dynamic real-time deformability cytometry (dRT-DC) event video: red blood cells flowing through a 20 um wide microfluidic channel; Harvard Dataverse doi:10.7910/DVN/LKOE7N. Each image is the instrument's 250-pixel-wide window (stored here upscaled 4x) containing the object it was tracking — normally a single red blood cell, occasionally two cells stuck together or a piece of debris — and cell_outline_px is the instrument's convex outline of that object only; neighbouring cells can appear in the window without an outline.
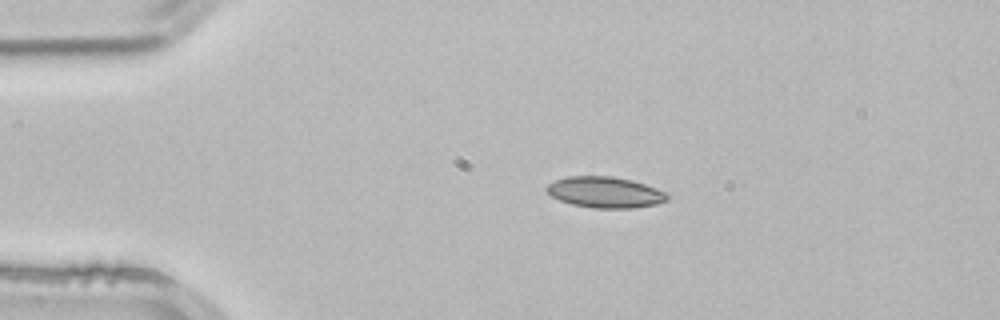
{"species": "common noctule bat (a hibernating species)", "species_latin": "Nyctalus noctula", "temperature_condition": "room temperature", "stored_images_in_passage": 43, "camera_frame_rate_fps": 3000, "um_per_image_px": 0.085, "animal": {"sex": "male", "body_mass_g": 21.5, "forearm_length_mm": 52.0}, "frame": {"image": 1, "passage_image": 1, "time_ms": 0.0, "image_size_px": [1000, 320], "cell_outline_px": [[668, 200], [656, 204], [632, 208], [592, 208], [572, 204], [560, 200], [552, 196], [544, 188], [548, 184], [556, 180], [568, 176], [612, 176], [632, 180], [656, 188], [664, 192], [668, 196]], "centroid_in_image_um": [51.42, 16.34], "position_along_channel_um": 33.6, "area_um2": 21.68}}
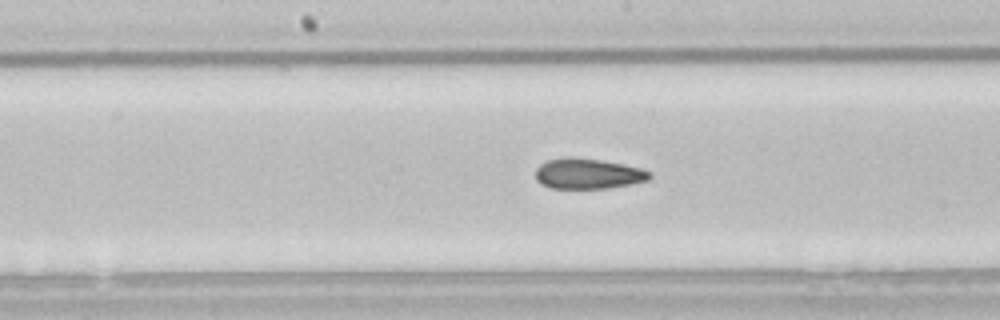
{"frame": {"image": 2, "passage_image": 17, "time_ms": 5.333, "image_size_px": [1000, 320], "cell_outline_px": [[652, 176], [648, 180], [608, 188], [552, 188], [540, 184], [536, 180], [536, 168], [540, 164], [548, 160], [568, 156], [572, 156], [600, 160], [624, 164], [640, 168], [648, 172]], "centroid_in_image_um": [49.93, 14.75], "position_along_channel_um": 198.3, "area_um2": 20.17}}
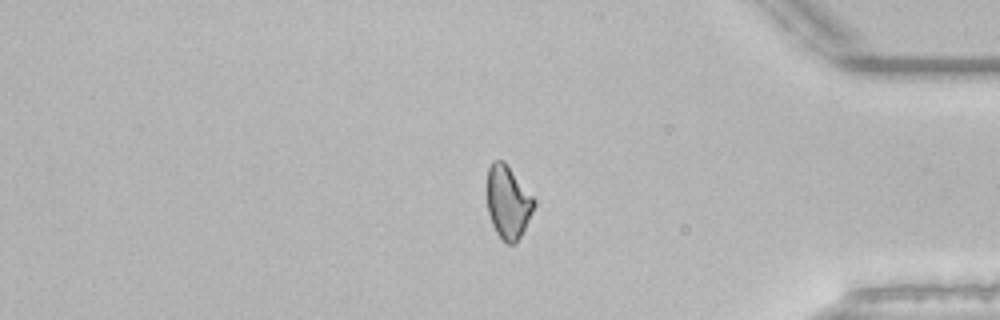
{"frame": {"image": 3, "passage_image": 34, "time_ms": 11.0, "image_size_px": [1000, 320], "cell_outline_px": [[536, 204], [516, 244], [508, 244], [496, 232], [492, 224], [488, 212], [488, 168], [492, 160], [504, 160], [536, 200]], "centroid_in_image_um": [43.19, 17.16], "position_along_channel_um": 392.0, "area_um2": 19.77}, "authors_computed_cell_mechanics": {"area_um2": 20.5768, "velocity_mm_per_s": 3.8814, "shape_relaxation_time_tau1_ms": null, "shape_relaxation_time_tau2_ms": 2.9628, "deformation_change_tau1": null, "deformation_change_tau2": 0.0758}}